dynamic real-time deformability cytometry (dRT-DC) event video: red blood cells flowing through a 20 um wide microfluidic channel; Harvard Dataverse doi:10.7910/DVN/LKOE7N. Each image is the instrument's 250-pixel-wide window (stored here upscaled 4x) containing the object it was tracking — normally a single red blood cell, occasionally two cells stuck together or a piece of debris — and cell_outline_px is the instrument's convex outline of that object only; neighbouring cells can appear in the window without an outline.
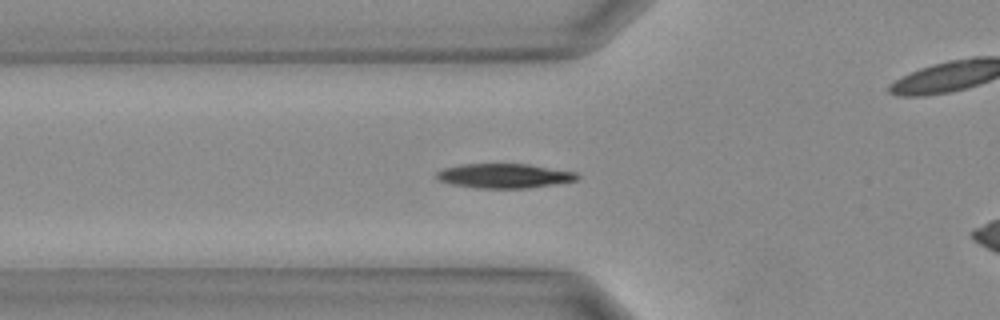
{"species": "Egyptian fruit bat (a non-hibernating species)", "species_latin": "Rousettus aegyptiacus", "temperature_condition": "warm", "stored_images_in_passage": 22, "camera_frame_rate_fps": 3000, "um_per_image_px": 0.085, "animal": {"sex": "female"}, "frame": {"image": 1, "passage_image": 4, "time_ms": 1.0, "image_size_px": [1000, 320], "cell_outline_px": [[580, 176], [576, 180], [552, 184], [524, 188], [480, 188], [452, 184], [440, 180], [436, 176], [436, 172], [440, 168], [460, 164], [528, 164], [576, 172]], "centroid_in_image_um": [42.82, 14.93], "position_along_channel_um": 83.0, "area_um2": 19.88}}
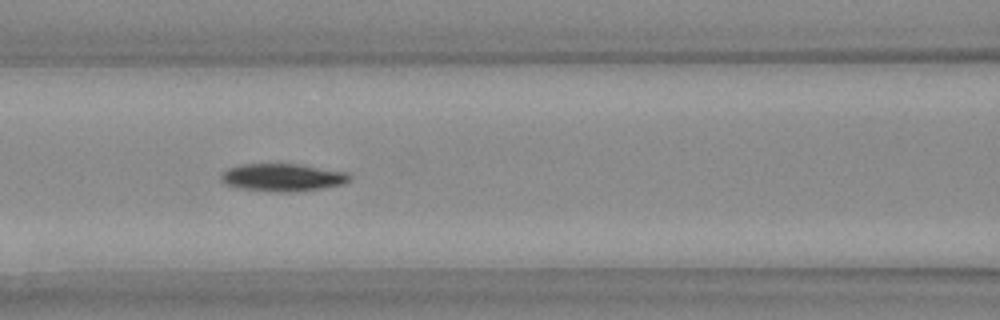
{"frame": {"image": 2, "passage_image": 7, "time_ms": 2.0, "image_size_px": [1000, 320], "cell_outline_px": [[352, 176], [348, 180], [340, 184], [320, 188], [288, 192], [284, 192], [236, 188], [224, 184], [220, 180], [220, 172], [228, 168], [240, 164], [300, 164], [352, 172]], "centroid_in_image_um": [23.98, 15.06], "position_along_channel_um": 142.6, "area_um2": 20.87}}
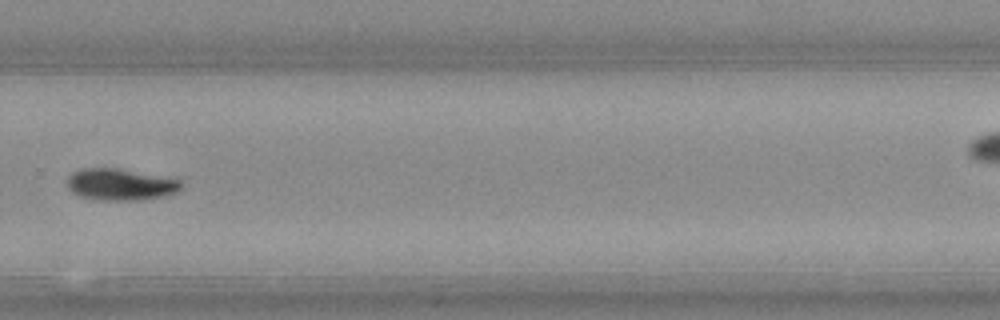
{"frame": {"image": 3, "passage_image": 16, "time_ms": 5.0, "image_size_px": [1000, 320], "cell_outline_px": [[180, 188], [176, 192], [164, 196], [132, 200], [100, 200], [80, 196], [72, 192], [68, 188], [68, 176], [72, 172], [80, 168], [116, 168], [180, 180]], "centroid_in_image_um": [10.16, 15.68], "position_along_channel_um": 319.6, "area_um2": 20.63}}